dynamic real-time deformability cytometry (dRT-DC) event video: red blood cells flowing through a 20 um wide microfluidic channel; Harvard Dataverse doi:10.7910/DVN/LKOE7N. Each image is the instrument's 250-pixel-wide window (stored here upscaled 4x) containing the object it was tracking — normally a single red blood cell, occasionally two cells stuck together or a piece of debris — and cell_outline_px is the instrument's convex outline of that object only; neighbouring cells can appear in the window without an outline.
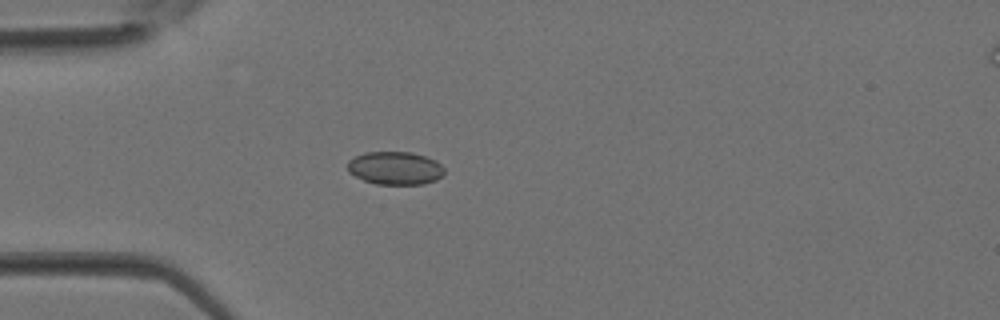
{"species": "Egyptian fruit bat (a non-hibernating species)", "species_latin": "Rousettus aegyptiacus", "temperature_condition": "room temperature", "stored_images_in_passage": 3, "camera_frame_rate_fps": 3000, "um_per_image_px": 0.085, "animal": {"sex": "female"}, "frame": {"image": 1, "passage_image": 3, "time_ms": 0.667, "image_size_px": [1000, 320], "cell_outline_px": [[444, 176], [436, 180], [424, 184], [376, 184], [364, 180], [348, 172], [348, 160], [364, 152], [412, 152], [436, 160], [444, 168]], "centroid_in_image_um": [33.61, 14.29], "position_along_channel_um": 51.4, "area_um2": 18.73}}